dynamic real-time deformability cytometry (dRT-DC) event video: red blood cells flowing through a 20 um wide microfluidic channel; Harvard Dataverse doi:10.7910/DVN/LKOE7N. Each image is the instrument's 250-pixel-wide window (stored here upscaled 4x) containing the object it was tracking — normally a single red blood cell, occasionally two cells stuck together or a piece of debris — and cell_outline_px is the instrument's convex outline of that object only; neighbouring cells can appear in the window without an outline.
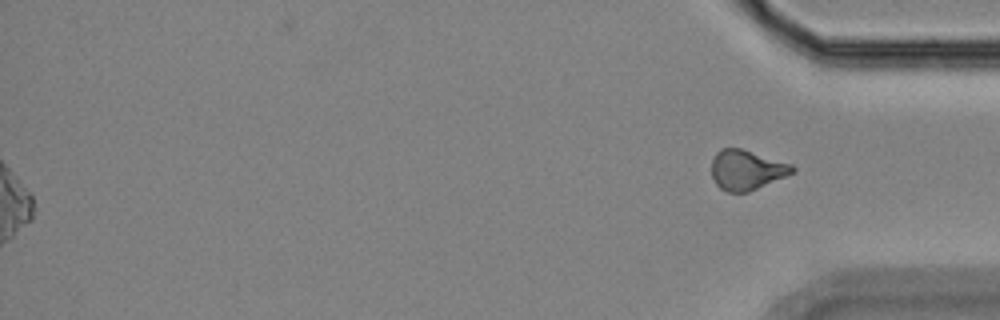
{"species": "Egyptian fruit bat (a non-hibernating species)", "species_latin": "Rousettus aegyptiacus", "temperature_condition": "room temperature", "stored_images_in_passage": 53, "segment_of_instrument_passage": [2, 2], "camera_frame_rate_fps": 3000, "um_per_image_px": 0.085, "animal": {"sex": "female"}, "frame": {"image": 1, "passage_image": 53, "time_ms": 17.333, "image_size_px": [1000, 320], "cell_outline_px": [[796, 172], [748, 192], [728, 192], [720, 188], [716, 184], [712, 176], [712, 160], [716, 152], [720, 148], [740, 148], [792, 164], [796, 168]], "centroid_in_image_um": [63.47, 14.44], "position_along_channel_um": 371.7, "area_um2": 18.79}}